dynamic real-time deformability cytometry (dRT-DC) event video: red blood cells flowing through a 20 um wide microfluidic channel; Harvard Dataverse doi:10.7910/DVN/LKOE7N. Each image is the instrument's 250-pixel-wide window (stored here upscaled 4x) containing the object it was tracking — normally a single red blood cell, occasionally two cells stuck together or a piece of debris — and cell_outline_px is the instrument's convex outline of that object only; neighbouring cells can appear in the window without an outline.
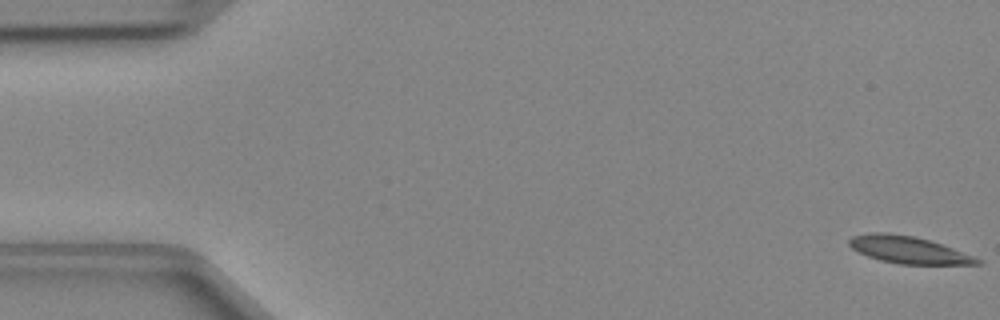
{"species": "Egyptian fruit bat (a non-hibernating species)", "species_latin": "Rousettus aegyptiacus", "temperature_condition": "cold", "stored_images_in_passage": 10, "camera_frame_rate_fps": 3000, "um_per_image_px": 0.085, "animal": {"sex": "female"}, "frame": {"image": 1, "passage_image": 1, "time_ms": 0.0, "image_size_px": [1000, 320], "cell_outline_px": [[984, 264], [900, 264], [880, 260], [868, 256], [852, 248], [848, 244], [848, 240], [852, 236], [868, 232], [888, 232], [912, 236], [928, 240], [952, 248], [984, 260]], "centroid_in_image_um": [77.21, 21.23], "position_along_channel_um": 7.8, "area_um2": 20.11}}